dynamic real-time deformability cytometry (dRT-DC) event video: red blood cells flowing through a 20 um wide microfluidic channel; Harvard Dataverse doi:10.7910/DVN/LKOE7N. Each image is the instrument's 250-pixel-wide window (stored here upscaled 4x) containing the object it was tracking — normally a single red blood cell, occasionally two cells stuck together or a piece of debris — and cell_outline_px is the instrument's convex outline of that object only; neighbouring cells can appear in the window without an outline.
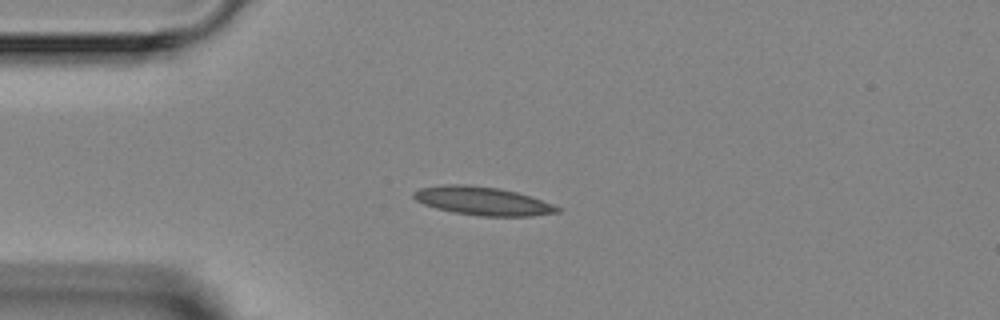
{"species": "Egyptian fruit bat (a non-hibernating species)", "species_latin": "Rousettus aegyptiacus", "temperature_condition": "room temperature", "stored_images_in_passage": 3, "camera_frame_rate_fps": 3000, "um_per_image_px": 0.085, "animal": {"sex": "female"}, "frame": {"image": 1, "passage_image": 2, "time_ms": 1.333, "image_size_px": [1000, 320], "cell_outline_px": [[560, 212], [532, 216], [480, 216], [452, 212], [436, 208], [424, 204], [416, 200], [412, 196], [412, 192], [420, 188], [444, 184], [468, 184], [496, 188], [516, 192], [552, 204], [560, 208]], "centroid_in_image_um": [40.97, 17.08], "position_along_channel_um": 44.0, "area_um2": 23.64}}